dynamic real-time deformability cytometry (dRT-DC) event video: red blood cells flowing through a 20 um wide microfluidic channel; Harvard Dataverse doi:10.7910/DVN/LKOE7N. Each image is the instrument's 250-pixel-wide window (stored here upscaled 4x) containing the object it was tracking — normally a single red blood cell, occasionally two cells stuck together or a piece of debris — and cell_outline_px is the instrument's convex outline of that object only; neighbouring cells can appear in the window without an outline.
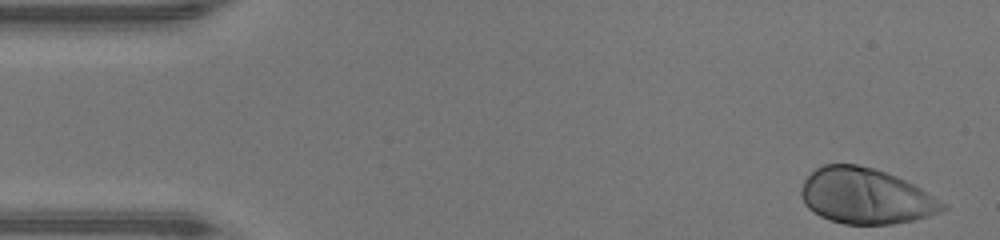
{"species": "human", "species_latin": "Homo sapiens", "temperature_condition": "warm", "stored_images_in_passage": 45, "camera_frame_rate_fps": 3000, "um_per_image_px": 0.085, "donor": {"sex": "male"}, "frame": {"image": 1, "passage_image": 1, "time_ms": 0.0, "image_size_px": [1000, 240], "cell_outline_px": [[948, 208], [940, 212], [916, 220], [892, 224], [844, 224], [820, 216], [808, 208], [804, 204], [800, 192], [800, 188], [804, 180], [816, 168], [824, 164], [856, 164], [872, 168], [896, 176], [920, 188], [944, 204]], "centroid_in_image_um": [73.55, 16.67], "position_along_channel_um": 11.5, "area_um2": 45.55}}
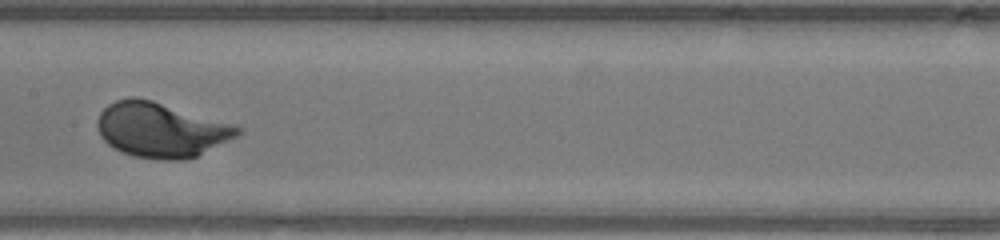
{"frame": {"image": 2, "passage_image": 22, "time_ms": 7.0, "image_size_px": [1000, 240], "cell_outline_px": [[244, 132], [196, 156], [184, 160], [160, 160], [132, 156], [120, 152], [112, 148], [100, 136], [96, 124], [100, 112], [108, 104], [116, 100], [128, 96], [136, 96], [152, 100], [236, 124], [244, 128]], "centroid_in_image_um": [13.67, 11.03], "position_along_channel_um": 193.7, "area_um2": 45.26}}
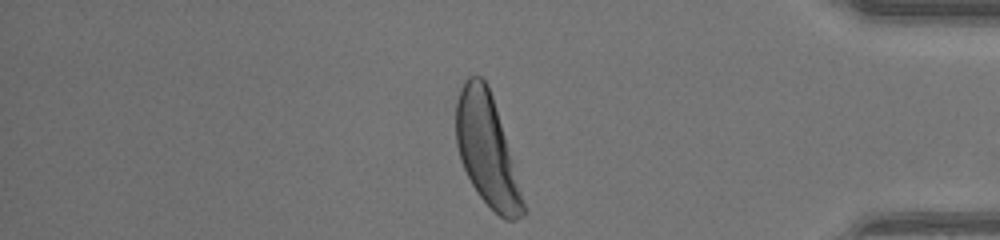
{"frame": {"image": 3, "passage_image": 38, "time_ms": 12.333, "image_size_px": [1000, 240], "cell_outline_px": [[528, 212], [524, 216], [516, 220], [504, 220], [476, 192], [460, 160], [456, 144], [456, 100], [460, 88], [464, 80], [468, 76], [480, 76], [488, 84], [492, 96]], "centroid_in_image_um": [41.38, 12.77], "position_along_channel_um": 393.8, "area_um2": 43.0}, "authors_computed_cell_mechanics": {"area_um2": 43.7546, "velocity_mm_per_s": 4.371, "shape_relaxation_time_tau1_ms": 1.5473, "shape_relaxation_time_tau2_ms": null, "deformation_change_tau1": 0.1598, "deformation_change_tau2": null}}